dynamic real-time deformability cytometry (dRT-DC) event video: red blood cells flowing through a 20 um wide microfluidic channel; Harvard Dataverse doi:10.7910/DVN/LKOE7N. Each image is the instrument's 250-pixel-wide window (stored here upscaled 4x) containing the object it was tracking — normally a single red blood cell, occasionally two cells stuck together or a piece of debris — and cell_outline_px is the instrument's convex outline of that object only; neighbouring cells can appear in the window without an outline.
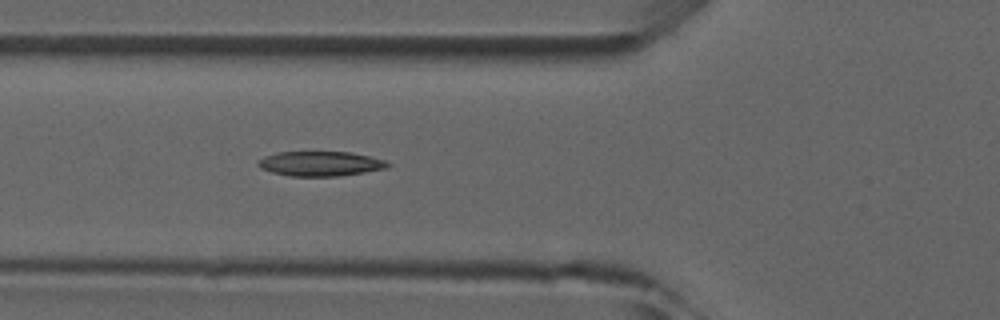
{"species": "common noctule bat (a hibernating species)", "species_latin": "Nyctalus noctula", "temperature_condition": "room temperature", "stored_images_in_passage": 4, "camera_frame_rate_fps": 3000, "um_per_image_px": 0.085, "animal": {"sex": "male", "forearm_length_mm": 52.5}, "frame": {"image": 1, "passage_image": 4, "time_ms": 4.333, "image_size_px": [1000, 320], "cell_outline_px": [[392, 164], [388, 168], [340, 176], [288, 176], [272, 172], [260, 168], [256, 164], [256, 160], [264, 156], [276, 152], [348, 152], [368, 156], [384, 160]], "centroid_in_image_um": [27.19, 13.91], "position_along_channel_um": 98.6, "area_um2": 18.79}}